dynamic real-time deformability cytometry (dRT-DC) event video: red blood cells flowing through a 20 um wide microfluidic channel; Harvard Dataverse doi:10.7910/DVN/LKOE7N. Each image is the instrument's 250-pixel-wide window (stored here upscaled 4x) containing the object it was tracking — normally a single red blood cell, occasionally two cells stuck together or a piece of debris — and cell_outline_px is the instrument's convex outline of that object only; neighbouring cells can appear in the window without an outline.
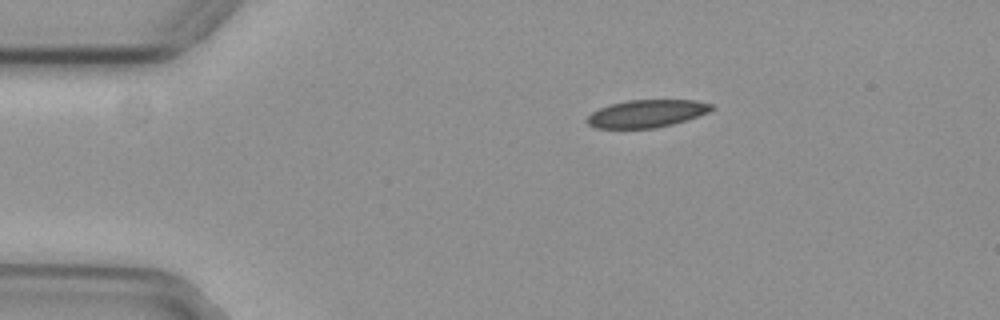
{"species": "common noctule bat (a hibernating species)", "species_latin": "Nyctalus noctula", "temperature_condition": "cold", "stored_images_in_passage": 46, "camera_frame_rate_fps": 3000, "um_per_image_px": 0.085, "animal": {"sex": "female", "body_mass_g": 29.2, "forearm_length_mm": 56.3}, "frame": {"image": 1, "passage_image": 1, "time_ms": 0.0, "image_size_px": [1000, 320], "cell_outline_px": [[716, 108], [708, 112], [672, 124], [656, 128], [596, 128], [588, 124], [584, 120], [592, 112], [600, 108], [612, 104], [628, 100], [696, 100], [712, 104]], "centroid_in_image_um": [54.96, 9.65], "position_along_channel_um": 30.0, "area_um2": 19.88}}
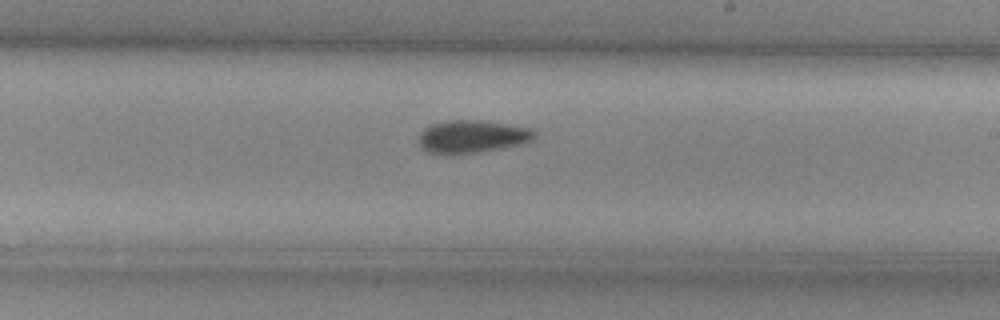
{"frame": {"image": 2, "passage_image": 23, "time_ms": 7.333, "image_size_px": [1000, 320], "cell_outline_px": [[536, 136], [532, 140], [520, 144], [480, 152], [452, 156], [444, 156], [424, 152], [420, 148], [420, 132], [424, 128], [432, 124], [448, 120], [476, 120], [532, 128], [536, 132]], "centroid_in_image_um": [40.06, 11.65], "position_along_channel_um": 248.9, "area_um2": 22.48}}
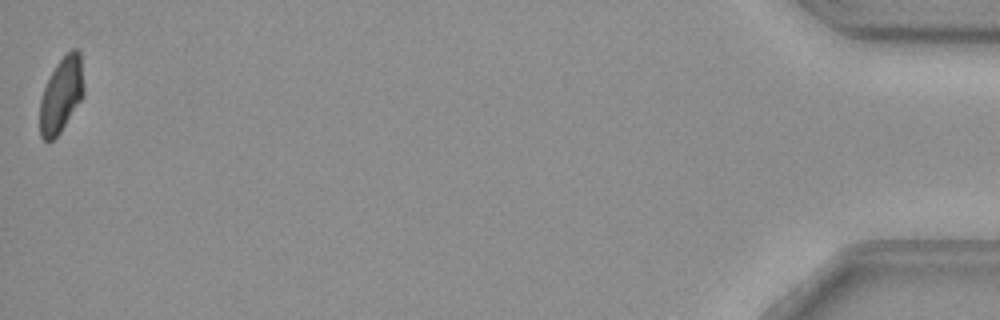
{"frame": {"image": 3, "passage_image": 46, "time_ms": 15.0, "image_size_px": [1000, 320], "cell_outline_px": [[84, 96], [60, 132], [48, 144], [40, 136], [40, 100], [44, 88], [56, 64], [72, 48], [76, 48], [80, 52], [84, 84]], "centroid_in_image_um": [5.22, 8.07], "position_along_channel_um": 430.0, "area_um2": 19.25}, "authors_computed_cell_mechanics": {"area_um2": 20.9236, "velocity_mm_per_s": 3.704, "shape_relaxation_time_tau1_ms": 7.021, "shape_relaxation_time_tau2_ms": 10.2119, "deformation_change_tau1": 0.1191, "deformation_change_tau2": 0.129}}